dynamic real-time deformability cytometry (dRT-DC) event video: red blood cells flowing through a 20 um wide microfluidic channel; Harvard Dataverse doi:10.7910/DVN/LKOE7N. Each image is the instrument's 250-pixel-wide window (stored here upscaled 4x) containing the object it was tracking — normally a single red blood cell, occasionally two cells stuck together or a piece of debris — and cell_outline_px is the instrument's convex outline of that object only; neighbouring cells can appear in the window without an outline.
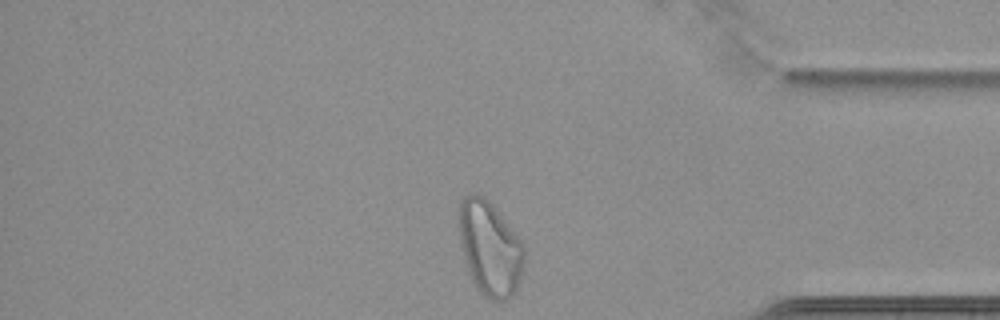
{"species": "common noctule bat (a hibernating species)", "species_latin": "Nyctalus noctula", "temperature_condition": "cold", "stored_images_in_passage": 39, "camera_frame_rate_fps": 3000, "um_per_image_px": 0.085, "animal": {"sex": "female", "body_mass_g": 22.7, "forearm_length_mm": 54.2}, "frame": {"image": 1, "passage_image": 39, "time_ms": 12.667, "image_size_px": [1000, 320], "cell_outline_px": [[524, 260], [520, 280], [516, 288], [508, 300], [492, 300], [484, 296], [480, 292], [472, 280], [460, 244], [460, 204], [464, 196], [476, 192], [488, 200], [492, 204], [524, 244]], "centroid_in_image_um": [41.65, 21.11], "position_along_channel_um": 393.5, "area_um2": 35.43}, "authors_computed_cell_mechanics": {"area_um2": 26.4146, "velocity_mm_per_s": 3.3915, "shape_relaxation_time_tau1_ms": null, "shape_relaxation_time_tau2_ms": 4.291, "deformation_change_tau1": null, "deformation_change_tau2": 0.0881}}